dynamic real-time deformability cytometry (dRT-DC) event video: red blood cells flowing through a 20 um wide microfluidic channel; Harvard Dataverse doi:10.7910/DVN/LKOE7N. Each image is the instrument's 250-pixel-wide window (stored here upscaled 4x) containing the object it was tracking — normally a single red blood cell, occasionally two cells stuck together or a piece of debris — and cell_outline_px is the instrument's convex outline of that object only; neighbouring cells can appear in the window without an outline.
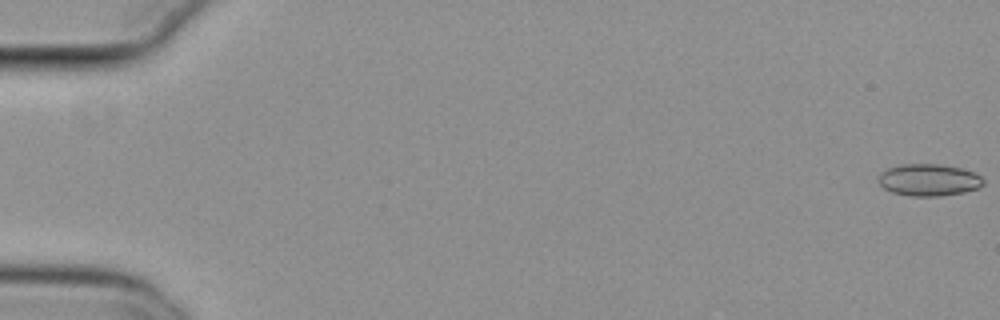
{"species": "common noctule bat (a hibernating species)", "species_latin": "Nyctalus noctula", "temperature_condition": "cold", "stored_images_in_passage": 56, "camera_frame_rate_fps": 3000, "um_per_image_px": 0.085, "animal": {"sex": "female", "body_mass_g": 29.2, "forearm_length_mm": 56.3}, "frame": {"image": 1, "passage_image": 1, "time_ms": 0.0, "image_size_px": [1000, 320], "cell_outline_px": [[984, 184], [976, 188], [964, 192], [940, 196], [908, 196], [892, 192], [884, 188], [876, 180], [876, 176], [880, 172], [888, 168], [900, 164], [936, 164], [960, 168], [972, 172], [980, 176], [984, 180]], "centroid_in_image_um": [78.88, 15.3], "position_along_channel_um": 6.1, "area_um2": 19.59}}
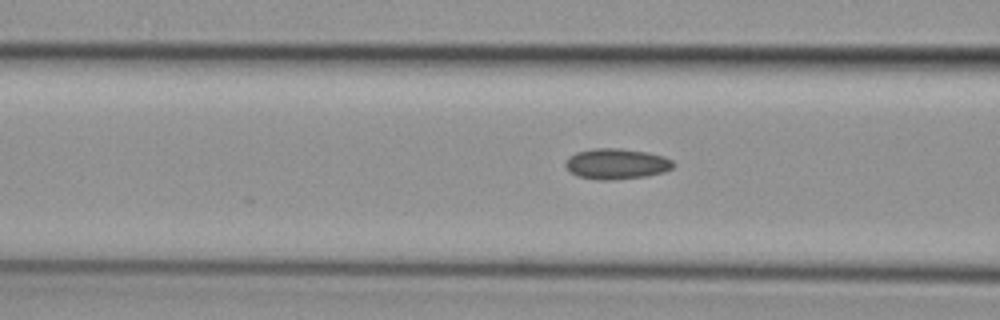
{"frame": {"image": 2, "passage_image": 23, "time_ms": 7.333, "image_size_px": [1000, 320], "cell_outline_px": [[676, 164], [672, 168], [664, 172], [644, 176], [612, 180], [596, 180], [576, 176], [564, 164], [564, 160], [568, 156], [576, 152], [592, 148], [620, 148], [648, 152], [664, 156], [672, 160]], "centroid_in_image_um": [52.38, 13.92], "position_along_channel_um": 114.2, "area_um2": 19.48}}
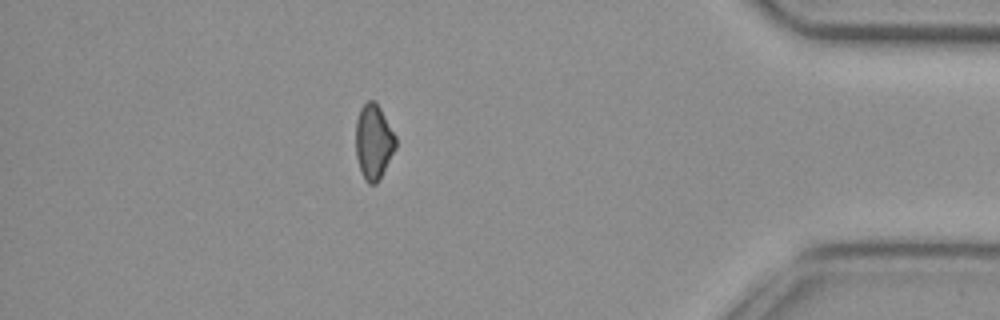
{"frame": {"image": 3, "passage_image": 49, "time_ms": 16.0, "image_size_px": [1000, 320], "cell_outline_px": [[396, 148], [376, 184], [368, 184], [364, 180], [356, 156], [356, 120], [360, 108], [368, 100], [372, 100], [380, 108], [396, 136]], "centroid_in_image_um": [31.75, 12.05], "position_along_channel_um": 403.5, "area_um2": 17.28}}